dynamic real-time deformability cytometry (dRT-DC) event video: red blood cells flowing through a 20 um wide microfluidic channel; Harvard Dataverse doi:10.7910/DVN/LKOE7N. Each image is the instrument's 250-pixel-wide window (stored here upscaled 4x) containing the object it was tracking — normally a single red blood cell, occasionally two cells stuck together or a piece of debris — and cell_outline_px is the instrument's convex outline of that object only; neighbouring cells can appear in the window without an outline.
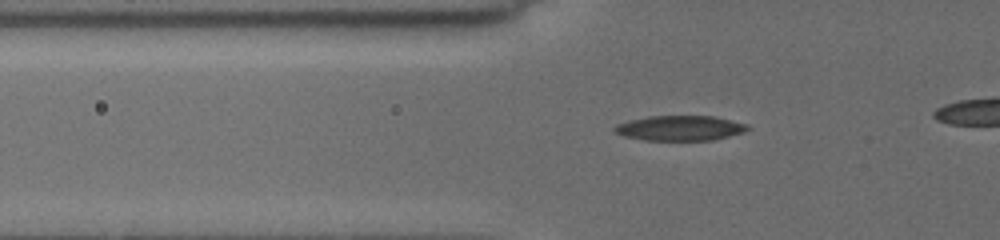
{"species": "common noctule bat (a hibernating species)", "species_latin": "Nyctalus noctula", "temperature_condition": "cold", "stored_images_in_passage": 65, "camera_frame_rate_fps": 3000, "um_per_image_px": 0.085, "animal": {"sex": "female", "body_mass_g": 19.5, "forearm_length_mm": 54.1}, "frame": {"image": 1, "passage_image": 20, "time_ms": 2.667, "image_size_px": [1000, 240], "cell_outline_px": [[748, 128], [740, 132], [728, 136], [712, 140], [644, 140], [624, 136], [616, 132], [612, 128], [620, 124], [632, 120], [648, 116], [712, 116], [744, 124]], "centroid_in_image_um": [57.74, 10.89], "position_along_channel_um": 68.1, "area_um2": 18.79}}
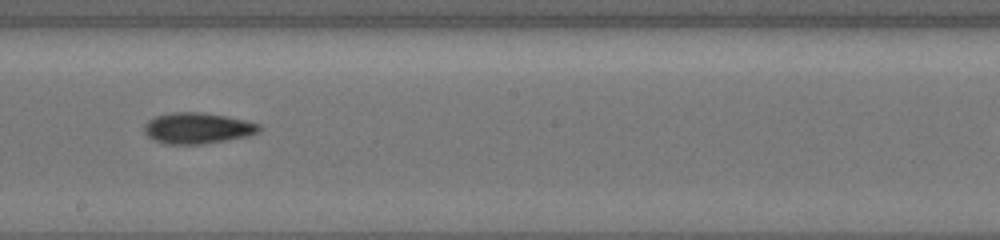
{"frame": {"image": 2, "passage_image": 44, "time_ms": 7.0, "image_size_px": [1000, 240], "cell_outline_px": [[260, 128], [256, 132], [244, 136], [200, 144], [164, 144], [148, 136], [144, 128], [148, 120], [156, 116], [172, 112], [200, 112], [224, 116], [256, 124]], "centroid_in_image_um": [16.68, 10.89], "position_along_channel_um": 231.5, "area_um2": 19.94}}
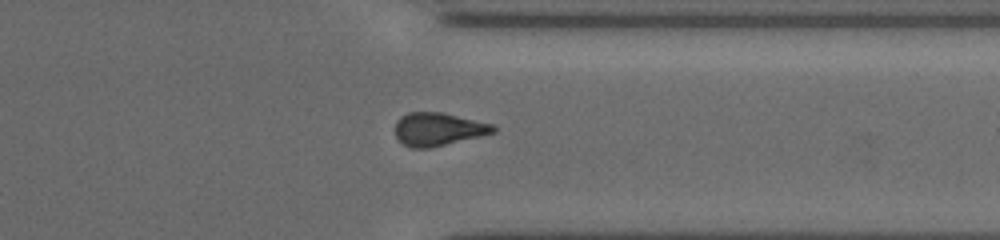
{"frame": {"image": 3, "passage_image": 59, "time_ms": 10.667, "image_size_px": [1000, 240], "cell_outline_px": [[496, 132], [480, 136], [428, 148], [412, 148], [404, 144], [396, 136], [396, 120], [400, 116], [408, 112], [444, 112], [492, 124], [496, 128]], "centroid_in_image_um": [37.24, 10.96], "position_along_channel_um": 374.2, "area_um2": 18.79}}